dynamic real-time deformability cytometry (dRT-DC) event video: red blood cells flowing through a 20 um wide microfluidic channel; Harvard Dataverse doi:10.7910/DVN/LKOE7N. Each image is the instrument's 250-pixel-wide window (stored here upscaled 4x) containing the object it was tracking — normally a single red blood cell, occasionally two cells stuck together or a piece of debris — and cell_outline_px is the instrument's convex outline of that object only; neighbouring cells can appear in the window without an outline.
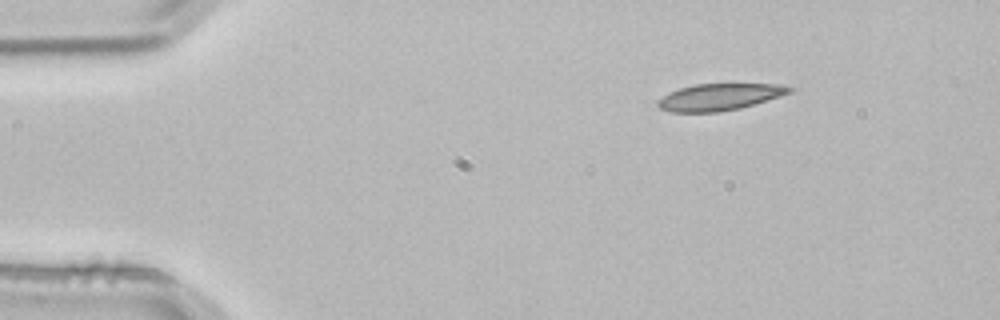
{"species": "common noctule bat (a hibernating species)", "species_latin": "Nyctalus noctula", "temperature_condition": "room temperature", "stored_images_in_passage": 3, "segment_of_instrument_passage": [1, 2], "camera_frame_rate_fps": 3000, "um_per_image_px": 0.085, "animal": {"sex": "male", "body_mass_g": 21.5, "forearm_length_mm": 52.0}, "frame": {"image": 1, "passage_image": 1, "time_ms": 0.0, "image_size_px": [1000, 320], "cell_outline_px": [[796, 88], [792, 92], [780, 96], [740, 108], [720, 112], [672, 112], [660, 108], [656, 104], [656, 100], [668, 92], [680, 88], [696, 84], [780, 84]], "centroid_in_image_um": [61.14, 8.24], "position_along_channel_um": 23.9, "area_um2": 20.58}}